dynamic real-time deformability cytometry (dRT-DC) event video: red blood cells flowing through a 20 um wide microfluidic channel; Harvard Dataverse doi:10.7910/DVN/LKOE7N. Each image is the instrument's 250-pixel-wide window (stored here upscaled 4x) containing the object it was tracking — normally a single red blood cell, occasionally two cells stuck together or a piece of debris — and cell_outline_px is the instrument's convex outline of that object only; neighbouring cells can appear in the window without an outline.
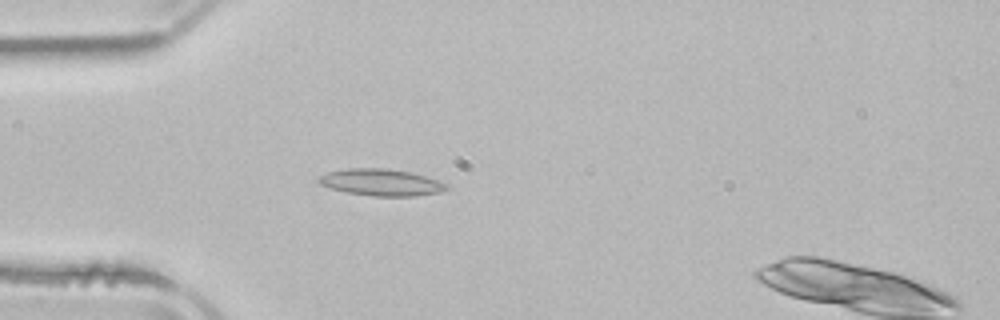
{"species": "common noctule bat (a hibernating species)", "species_latin": "Nyctalus noctula", "temperature_condition": "room temperature", "stored_images_in_passage": 5, "camera_frame_rate_fps": 3000, "um_per_image_px": 0.085, "animal": {"sex": "male", "body_mass_g": 21.5, "forearm_length_mm": 52.0}, "frame": {"image": 1, "passage_image": 4, "time_ms": 4.0, "image_size_px": [1000, 320], "cell_outline_px": [[448, 188], [440, 192], [416, 196], [372, 196], [348, 192], [332, 188], [320, 184], [316, 180], [320, 176], [328, 172], [348, 168], [388, 168], [412, 172], [448, 184]], "centroid_in_image_um": [32.41, 15.49], "position_along_channel_um": 52.6, "area_um2": 19.83}}